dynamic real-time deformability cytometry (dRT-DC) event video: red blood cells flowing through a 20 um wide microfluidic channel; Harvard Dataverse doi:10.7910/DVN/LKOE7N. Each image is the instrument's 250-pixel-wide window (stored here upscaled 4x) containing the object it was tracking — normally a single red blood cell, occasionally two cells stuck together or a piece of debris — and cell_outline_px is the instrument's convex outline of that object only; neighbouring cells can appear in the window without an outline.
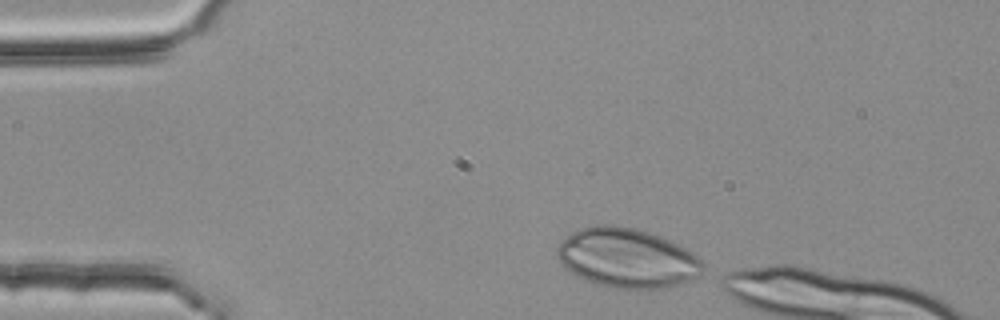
{"species": "common noctule bat (a hibernating species)", "species_latin": "Nyctalus noctula", "temperature_condition": "room temperature", "stored_images_in_passage": 3, "camera_frame_rate_fps": 3000, "um_per_image_px": 0.085, "animal": {"sex": "female", "body_mass_g": 25.1}, "frame": {"image": 1, "passage_image": 1, "time_ms": 0.0, "image_size_px": [1000, 320], "cell_outline_px": [[704, 272], [700, 276], [684, 284], [668, 288], [648, 292], [612, 288], [592, 284], [564, 268], [556, 260], [556, 248], [572, 232], [580, 228], [592, 224], [616, 224], [636, 228], [660, 236], [692, 252], [704, 264]], "centroid_in_image_um": [53.31, 21.98], "position_along_channel_um": 31.7, "area_um2": 51.96}}